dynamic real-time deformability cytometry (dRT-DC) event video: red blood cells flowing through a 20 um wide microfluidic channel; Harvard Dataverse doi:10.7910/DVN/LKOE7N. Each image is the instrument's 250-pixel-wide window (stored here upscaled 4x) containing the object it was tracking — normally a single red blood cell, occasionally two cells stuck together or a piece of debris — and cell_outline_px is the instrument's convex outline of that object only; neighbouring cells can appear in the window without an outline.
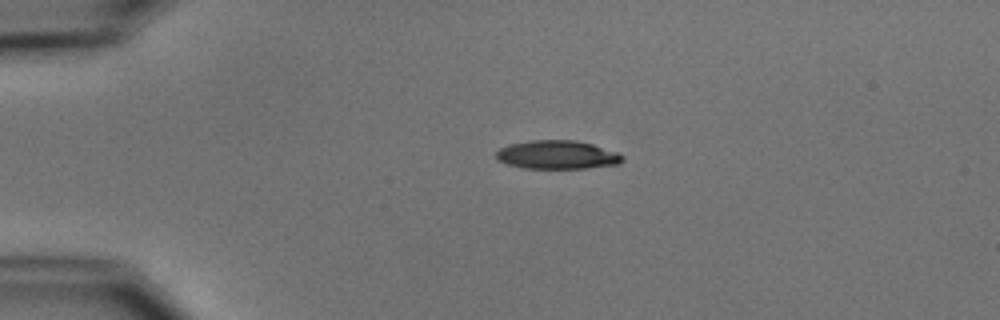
{"species": "common noctule bat (a hibernating species)", "species_latin": "Nyctalus noctula", "temperature_condition": "cold", "stored_images_in_passage": 5, "camera_frame_rate_fps": 3000, "um_per_image_px": 0.085, "animal": {"sex": "male", "body_mass_g": 15.6}, "frame": {"image": 1, "passage_image": 5, "time_ms": 5.667, "image_size_px": [1000, 320], "cell_outline_px": [[624, 160], [620, 164], [584, 168], [524, 168], [508, 164], [500, 160], [496, 156], [496, 152], [500, 148], [512, 144], [528, 140], [576, 140], [592, 144], [616, 152], [624, 156]], "centroid_in_image_um": [47.4, 13.15], "position_along_channel_um": 37.6, "area_um2": 20.87}}